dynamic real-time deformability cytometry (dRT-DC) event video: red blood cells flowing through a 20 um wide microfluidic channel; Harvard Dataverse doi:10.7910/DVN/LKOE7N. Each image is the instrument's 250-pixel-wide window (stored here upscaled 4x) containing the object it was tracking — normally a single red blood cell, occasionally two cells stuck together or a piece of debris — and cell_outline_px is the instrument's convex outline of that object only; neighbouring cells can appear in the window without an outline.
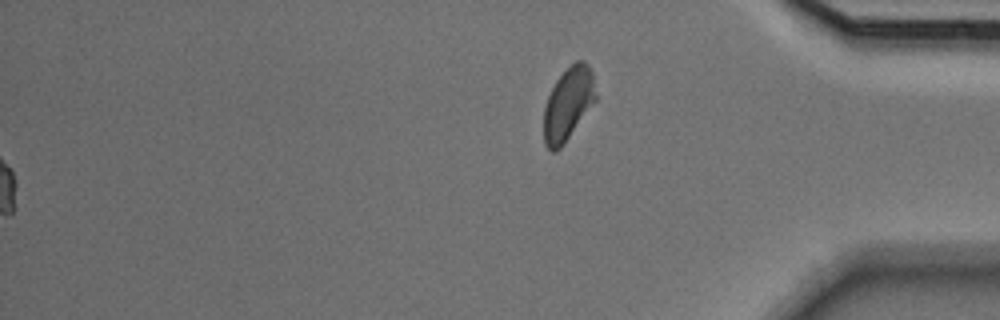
{"species": "Egyptian fruit bat (a non-hibernating species)", "species_latin": "Rousettus aegyptiacus", "temperature_condition": "cold", "stored_images_in_passage": 51, "segment_of_instrument_passage": [2, 2], "camera_frame_rate_fps": 3000, "um_per_image_px": 0.085, "animal": {"sex": "male"}, "frame": {"image": 1, "passage_image": 51, "time_ms": 16.667, "image_size_px": [1000, 320], "cell_outline_px": [[596, 100], [560, 148], [556, 152], [552, 152], [544, 144], [544, 108], [548, 96], [556, 80], [576, 60], [584, 60], [588, 64], [592, 72], [596, 96]], "centroid_in_image_um": [48.28, 8.82], "position_along_channel_um": 386.9, "area_um2": 21.73}}